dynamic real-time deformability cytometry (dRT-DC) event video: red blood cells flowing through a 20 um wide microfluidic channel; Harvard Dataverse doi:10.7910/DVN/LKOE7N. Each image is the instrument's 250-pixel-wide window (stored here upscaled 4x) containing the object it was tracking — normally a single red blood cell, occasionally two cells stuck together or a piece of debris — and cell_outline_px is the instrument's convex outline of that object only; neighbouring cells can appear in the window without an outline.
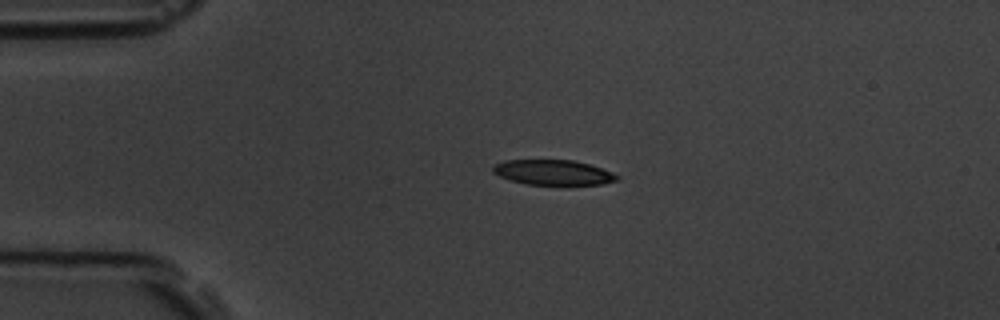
{"species": "common noctule bat (a hibernating species)", "species_latin": "Nyctalus noctula", "temperature_condition": "room temperature", "stored_images_in_passage": 4, "camera_frame_rate_fps": 3000, "um_per_image_px": 0.085, "animal": {"sex": "male", "body_mass_g": 19.5, "forearm_length_mm": 54.6}, "frame": {"image": 1, "passage_image": 3, "time_ms": 2.333, "image_size_px": [1000, 320], "cell_outline_px": [[620, 180], [604, 184], [568, 188], [560, 188], [528, 184], [512, 180], [500, 176], [492, 172], [492, 164], [504, 160], [576, 160], [612, 172], [620, 176]], "centroid_in_image_um": [47.09, 14.71], "position_along_channel_um": 37.9, "area_um2": 19.31}}